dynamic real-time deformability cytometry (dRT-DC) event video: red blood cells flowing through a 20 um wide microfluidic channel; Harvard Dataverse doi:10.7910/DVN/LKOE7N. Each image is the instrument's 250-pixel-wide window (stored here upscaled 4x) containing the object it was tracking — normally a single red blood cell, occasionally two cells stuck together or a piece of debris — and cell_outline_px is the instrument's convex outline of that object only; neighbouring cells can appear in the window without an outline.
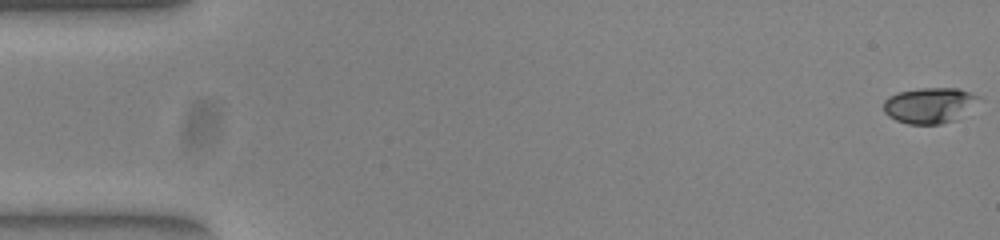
{"species": "common noctule bat (a hibernating species)", "species_latin": "Nyctalus noctula", "temperature_condition": "warm", "stored_images_in_passage": 52, "camera_frame_rate_fps": 3000, "um_per_image_px": 0.085, "animal": {"sex": "female", "body_mass_g": 23.0, "forearm_length_mm": 53.4}, "frame": {"image": 1, "passage_image": 1, "time_ms": 0.0, "image_size_px": [1000, 240], "cell_outline_px": [[984, 100], [956, 120], [940, 124], [908, 124], [896, 120], [888, 116], [884, 112], [884, 100], [888, 96], [900, 92], [920, 88], [956, 88], [980, 96]], "centroid_in_image_um": [79.06, 8.96], "position_along_channel_um": 5.9, "area_um2": 20.06}}
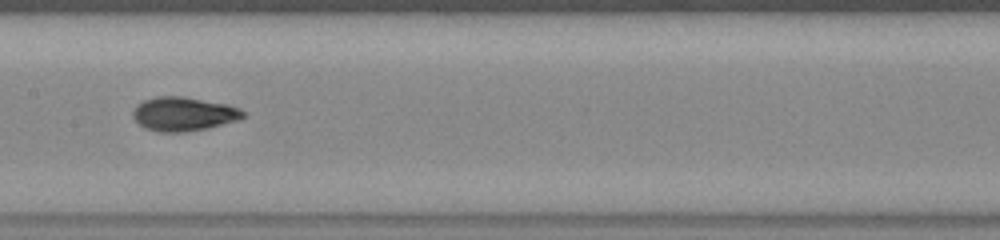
{"frame": {"image": 2, "passage_image": 27, "time_ms": 8.667, "image_size_px": [1000, 240], "cell_outline_px": [[248, 116], [240, 120], [208, 128], [184, 132], [160, 132], [148, 128], [140, 124], [132, 116], [132, 112], [136, 104], [144, 100], [156, 96], [184, 96], [228, 104], [240, 108]], "centroid_in_image_um": [15.65, 9.67], "position_along_channel_um": 191.7, "area_um2": 22.02}}
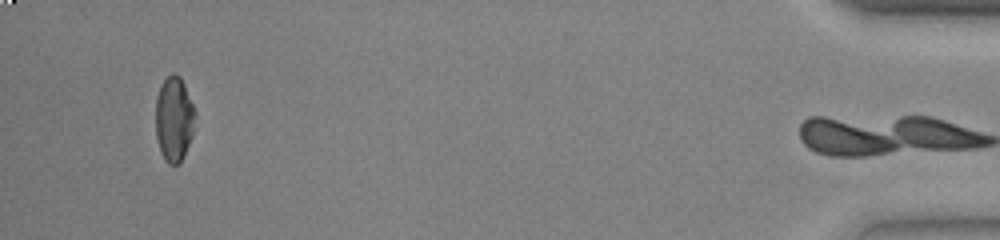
{"frame": {"image": 3, "passage_image": 51, "time_ms": 16.667, "image_size_px": [1000, 240], "cell_outline_px": [[196, 112], [192, 136], [184, 156], [180, 164], [168, 164], [164, 160], [160, 152], [156, 136], [156, 100], [160, 88], [164, 80], [172, 72], [176, 72], [180, 76], [184, 84]], "centroid_in_image_um": [14.8, 10.14], "position_along_channel_um": 420.4, "area_um2": 19.65}, "authors_computed_cell_mechanics": {"area_um2": 20.4612, "velocity_mm_per_s": 3.8837, "shape_relaxation_time_tau1_ms": 6.4792, "shape_relaxation_time_tau2_ms": 1.91, "deformation_change_tau1": 0.2394, "deformation_change_tau2": 0.0381}}